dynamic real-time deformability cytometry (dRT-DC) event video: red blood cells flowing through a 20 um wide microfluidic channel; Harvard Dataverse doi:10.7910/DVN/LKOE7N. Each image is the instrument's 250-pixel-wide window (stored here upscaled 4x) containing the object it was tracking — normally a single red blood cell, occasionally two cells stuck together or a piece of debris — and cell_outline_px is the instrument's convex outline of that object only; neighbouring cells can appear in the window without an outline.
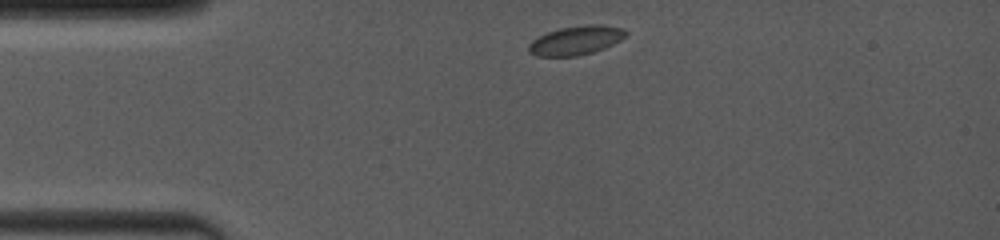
{"species": "common noctule bat (a hibernating species)", "species_latin": "Nyctalus noctula", "temperature_condition": "room temperature", "stored_images_in_passage": 29, "camera_frame_rate_fps": 4000, "um_per_image_px": 0.085, "animal": {"sex": "female", "body_mass_g": 19.0, "forearm_length_mm": 53.3}, "frame": {"image": 1, "passage_image": 1, "time_ms": 0.0, "image_size_px": [1000, 240], "cell_outline_px": [[628, 32], [620, 40], [604, 48], [592, 52], [576, 56], [536, 56], [528, 52], [528, 44], [532, 40], [548, 32], [560, 28], [588, 24], [600, 24], [624, 28]], "centroid_in_image_um": [48.95, 3.43], "position_along_channel_um": 36.1, "area_um2": 16.36}}
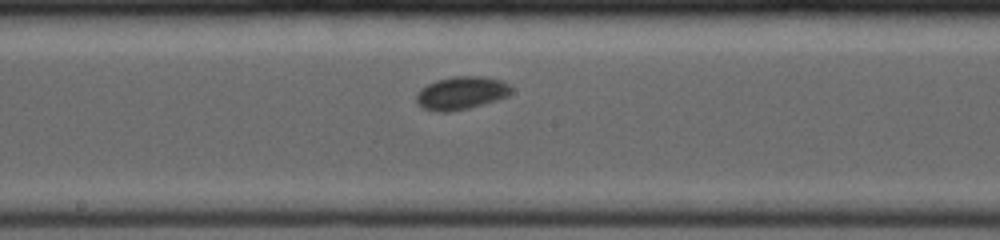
{"frame": {"image": 2, "passage_image": 13, "time_ms": 5.25, "image_size_px": [1000, 240], "cell_outline_px": [[512, 92], [508, 96], [496, 100], [468, 108], [448, 112], [436, 112], [424, 108], [416, 100], [416, 96], [420, 88], [436, 80], [452, 76], [484, 76], [500, 80], [508, 84], [512, 88]], "centroid_in_image_um": [39.21, 7.9], "position_along_channel_um": 209.0, "area_um2": 18.21}}
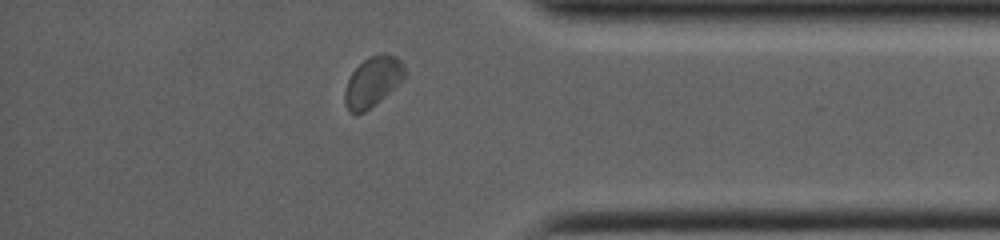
{"frame": {"image": 3, "passage_image": 25, "time_ms": 10.25, "image_size_px": [1000, 240], "cell_outline_px": [[408, 72], [384, 96], [364, 112], [348, 112], [344, 100], [344, 88], [352, 72], [368, 56], [384, 52], [396, 56], [404, 64]], "centroid_in_image_um": [31.67, 6.89], "position_along_channel_um": 403.5, "area_um2": 17.22}}